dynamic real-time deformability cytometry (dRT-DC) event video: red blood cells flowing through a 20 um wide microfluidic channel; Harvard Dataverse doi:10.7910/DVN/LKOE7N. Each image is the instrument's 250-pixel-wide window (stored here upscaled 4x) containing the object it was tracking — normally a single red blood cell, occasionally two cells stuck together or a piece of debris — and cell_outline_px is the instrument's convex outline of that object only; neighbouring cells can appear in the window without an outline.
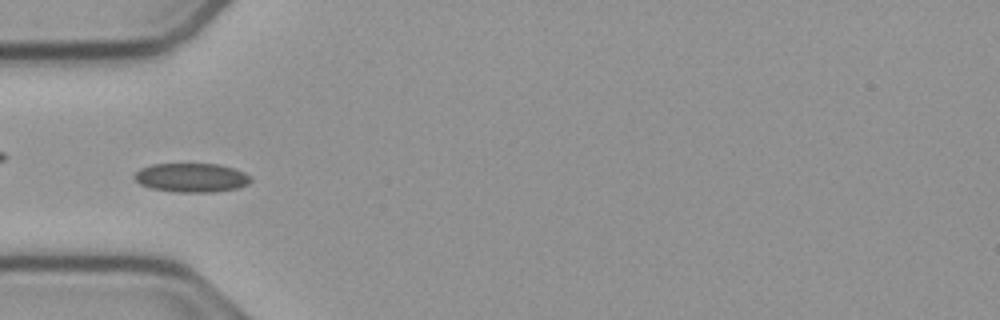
{"species": "common noctule bat (a hibernating species)", "species_latin": "Nyctalus noctula", "temperature_condition": "cold", "stored_images_in_passage": 54, "camera_frame_rate_fps": 3000, "um_per_image_px": 0.085, "animal": {"sex": "male", "body_mass_g": 23.1, "forearm_length_mm": 52.7}, "frame": {"image": 1, "passage_image": 17, "time_ms": 5.333, "image_size_px": [1000, 320], "cell_outline_px": [[252, 180], [248, 184], [236, 188], [212, 192], [176, 192], [152, 188], [140, 184], [132, 176], [140, 168], [152, 164], [220, 164], [244, 172], [252, 176]], "centroid_in_image_um": [16.28, 15.09], "position_along_channel_um": 68.7, "area_um2": 19.65}}
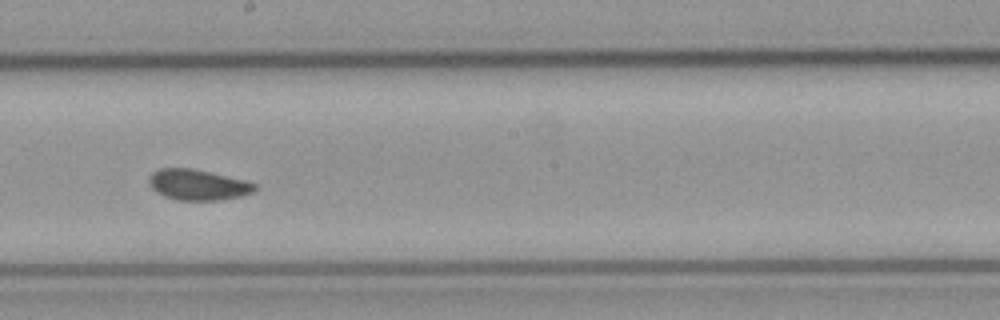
{"frame": {"image": 2, "passage_image": 30, "time_ms": 9.667, "image_size_px": [1000, 320], "cell_outline_px": [[260, 188], [252, 192], [240, 196], [220, 200], [176, 200], [164, 196], [156, 192], [148, 184], [148, 176], [152, 172], [160, 168], [192, 168], [244, 180], [256, 184]], "centroid_in_image_um": [16.79, 15.7], "position_along_channel_um": 231.4, "area_um2": 19.02}}
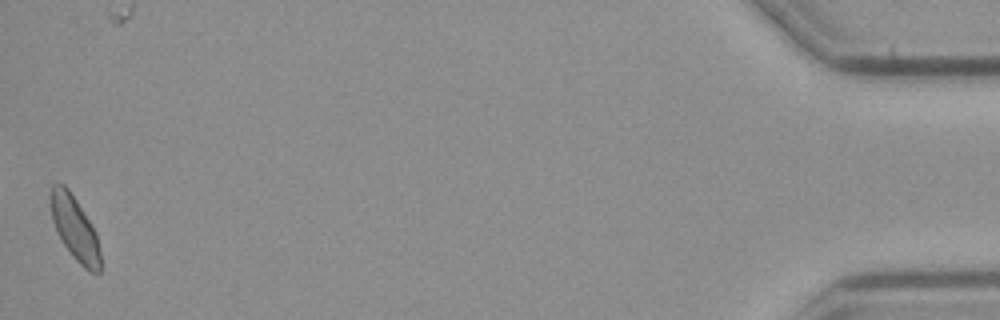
{"frame": {"image": 3, "passage_image": 54, "time_ms": 17.667, "image_size_px": [1000, 320], "cell_outline_px": [[100, 272], [88, 272], [72, 256], [64, 244], [52, 220], [48, 196], [48, 192], [52, 184], [64, 184], [68, 188], [76, 200], [96, 232], [100, 252]], "centroid_in_image_um": [6.32, 19.37], "position_along_channel_um": 428.9, "area_um2": 18.5}, "authors_computed_cell_mechanics": {"area_um2": 18.9584, "velocity_mm_per_s": 3.7339, "shape_relaxation_time_tau1_ms": null, "shape_relaxation_time_tau2_ms": 1.1843, "deformation_change_tau1": null, "deformation_change_tau2": 0.0385}}